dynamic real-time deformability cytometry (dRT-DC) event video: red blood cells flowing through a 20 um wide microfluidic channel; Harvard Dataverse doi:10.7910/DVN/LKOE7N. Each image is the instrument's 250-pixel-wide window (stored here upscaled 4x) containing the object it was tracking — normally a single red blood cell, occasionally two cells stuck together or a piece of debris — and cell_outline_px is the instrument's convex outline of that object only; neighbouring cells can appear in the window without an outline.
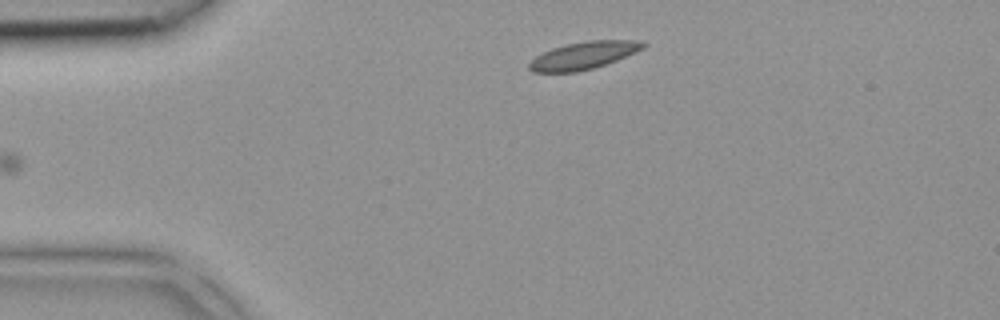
{"species": "common noctule bat (a hibernating species)", "species_latin": "Nyctalus noctula", "temperature_condition": "room temperature", "stored_images_in_passage": 2, "camera_frame_rate_fps": 3000, "um_per_image_px": 0.085, "animal": {"sex": "female", "body_mass_g": 18.4}, "frame": {"image": 1, "passage_image": 1, "time_ms": 0.0, "image_size_px": [1000, 320], "cell_outline_px": [[648, 44], [644, 48], [616, 60], [592, 68], [576, 72], [532, 72], [528, 68], [528, 64], [536, 56], [552, 48], [568, 44], [588, 40], [644, 40]], "centroid_in_image_um": [49.62, 4.7], "position_along_channel_um": 35.4, "area_um2": 18.09}}